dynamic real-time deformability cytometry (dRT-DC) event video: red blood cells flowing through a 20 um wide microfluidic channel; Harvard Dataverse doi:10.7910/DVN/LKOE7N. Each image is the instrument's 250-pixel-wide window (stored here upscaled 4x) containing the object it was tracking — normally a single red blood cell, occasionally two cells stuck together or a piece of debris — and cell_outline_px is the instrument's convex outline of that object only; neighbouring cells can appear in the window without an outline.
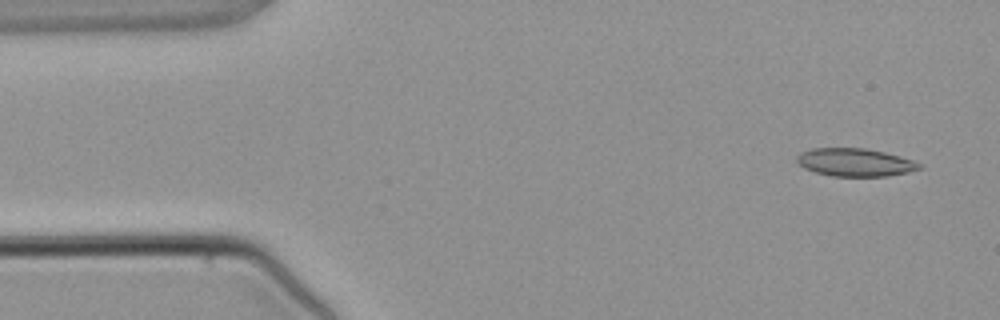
{"species": "common noctule bat (a hibernating species)", "species_latin": "Nyctalus noctula", "temperature_condition": "warm", "stored_images_in_passage": 4, "camera_frame_rate_fps": 3000, "um_per_image_px": 0.085, "animal": {"sex": "male", "body_mass_g": 21.5, "forearm_length_mm": 52.0}, "frame": {"image": 1, "passage_image": 1, "time_ms": 0.0, "image_size_px": [1000, 320], "cell_outline_px": [[924, 164], [920, 168], [908, 172], [888, 176], [832, 176], [816, 172], [804, 168], [796, 160], [796, 156], [800, 152], [812, 148], [864, 148], [884, 152], [900, 156]], "centroid_in_image_um": [72.68, 13.79], "position_along_channel_um": 12.3, "area_um2": 19.94}}
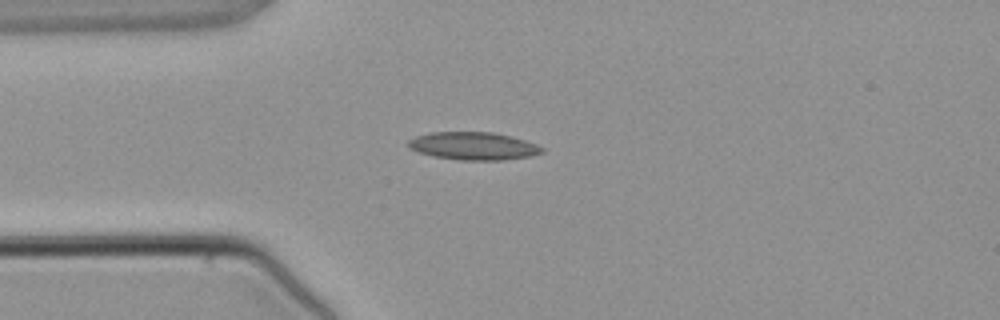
{"frame": {"image": 2, "passage_image": 3, "time_ms": 2.667, "image_size_px": [1000, 320], "cell_outline_px": [[544, 152], [532, 156], [504, 160], [460, 160], [432, 156], [408, 148], [408, 140], [416, 136], [432, 132], [492, 132], [512, 136], [536, 144], [544, 148]], "centroid_in_image_um": [40.26, 12.41], "position_along_channel_um": 44.7, "area_um2": 21.73}}
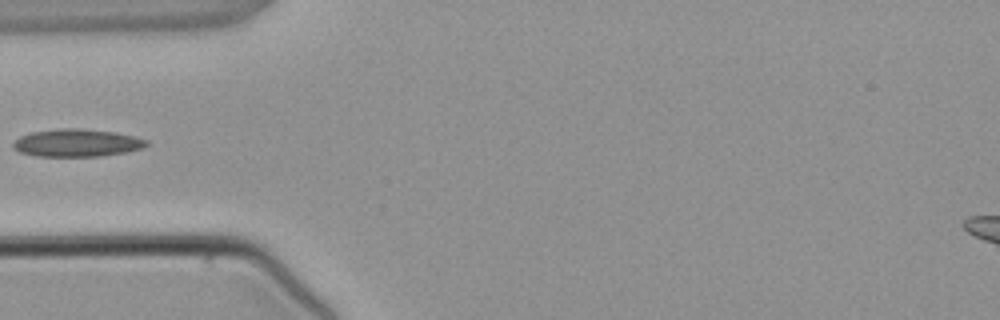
{"frame": {"image": 3, "passage_image": 4, "time_ms": 3.667, "image_size_px": [1000, 320], "cell_outline_px": [[148, 144], [144, 148], [128, 152], [100, 156], [36, 156], [20, 152], [12, 148], [12, 144], [20, 136], [32, 132], [56, 128], [80, 128], [116, 132], [136, 136], [148, 140]], "centroid_in_image_um": [6.57, 12.14], "position_along_channel_um": 78.4, "area_um2": 21.73}}